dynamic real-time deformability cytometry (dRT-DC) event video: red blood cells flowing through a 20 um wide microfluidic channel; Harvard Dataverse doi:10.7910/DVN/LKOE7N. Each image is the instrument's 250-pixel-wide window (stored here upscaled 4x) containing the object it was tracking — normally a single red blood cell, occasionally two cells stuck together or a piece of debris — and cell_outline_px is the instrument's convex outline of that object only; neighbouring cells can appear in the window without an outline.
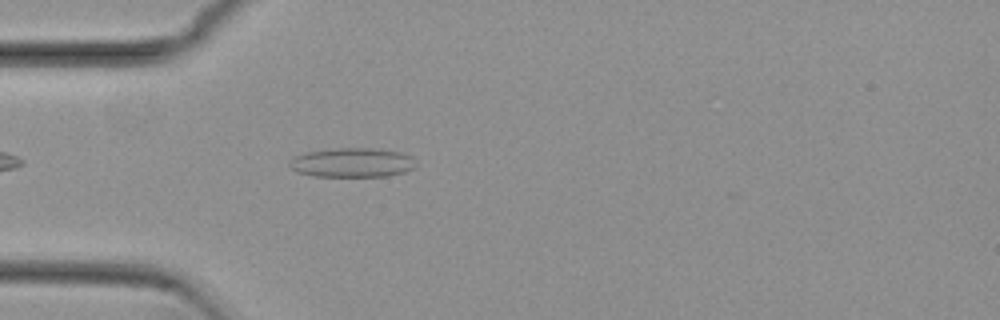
{"species": "common noctule bat (a hibernating species)", "species_latin": "Nyctalus noctula", "temperature_condition": "cold", "stored_images_in_passage": 41, "camera_frame_rate_fps": 3000, "um_per_image_px": 0.085, "animal": {"sex": "female", "body_mass_g": 29.2, "forearm_length_mm": 56.3}, "frame": {"image": 1, "passage_image": 3, "time_ms": 0.667, "image_size_px": [1000, 320], "cell_outline_px": [[416, 164], [412, 168], [404, 172], [388, 176], [316, 176], [296, 172], [288, 164], [288, 160], [304, 152], [332, 148], [372, 148], [400, 152], [412, 156]], "centroid_in_image_um": [29.91, 13.81], "position_along_channel_um": 55.1, "area_um2": 21.68}}
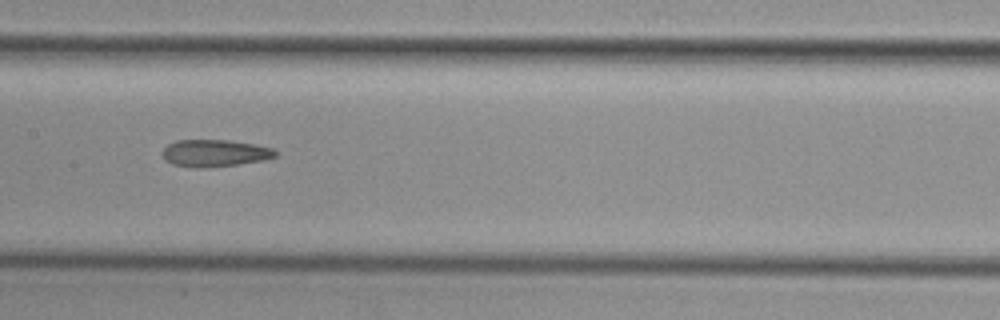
{"frame": {"image": 2, "passage_image": 14, "time_ms": 4.333, "image_size_px": [1000, 320], "cell_outline_px": [[276, 156], [264, 160], [236, 164], [196, 168], [192, 168], [172, 164], [164, 160], [160, 152], [168, 144], [176, 140], [228, 140], [256, 144], [272, 148], [276, 152]], "centroid_in_image_um": [18.2, 13.01], "position_along_channel_um": 189.2, "area_um2": 17.86}}
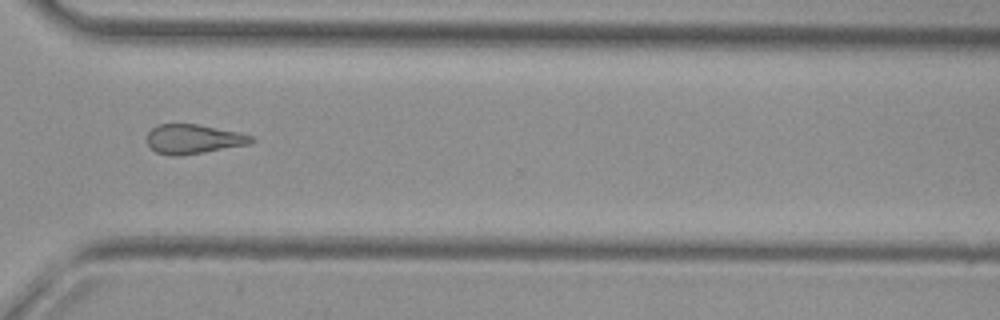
{"frame": {"image": 3, "passage_image": 27, "time_ms": 8.667, "image_size_px": [1000, 320], "cell_outline_px": [[256, 140], [252, 144], [180, 156], [168, 156], [156, 152], [148, 144], [148, 132], [152, 128], [160, 124], [196, 124], [236, 132], [252, 136]], "centroid_in_image_um": [16.45, 11.84], "position_along_channel_um": 354.2, "area_um2": 17.8}, "authors_computed_cell_mechanics": {"area_um2": 18.0336, "velocity_mm_per_s": 3.8133, "shape_relaxation_time_tau1_ms": null, "shape_relaxation_time_tau2_ms": 8.5657, "deformation_change_tau1": null, "deformation_change_tau2": 0.2131}}